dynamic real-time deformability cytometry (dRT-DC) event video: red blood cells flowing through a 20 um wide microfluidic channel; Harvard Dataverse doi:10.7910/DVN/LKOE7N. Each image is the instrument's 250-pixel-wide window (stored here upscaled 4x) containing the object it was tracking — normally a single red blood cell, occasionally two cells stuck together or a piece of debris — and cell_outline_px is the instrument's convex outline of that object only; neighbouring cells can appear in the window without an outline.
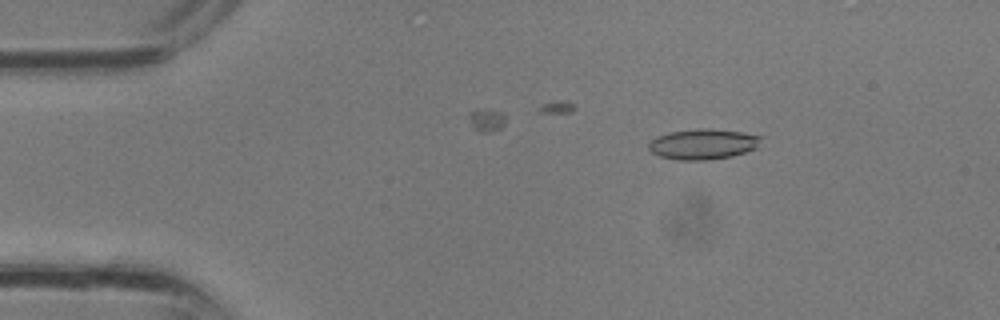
{"species": "common noctule bat (a hibernating species)", "species_latin": "Nyctalus noctula", "temperature_condition": "room temperature", "stored_images_in_passage": 9, "camera_frame_rate_fps": 3000, "um_per_image_px": 0.085, "animal": {"sex": "male", "body_mass_g": 13.3}, "frame": {"image": 1, "passage_image": 4, "time_ms": 1.0, "image_size_px": [1000, 320], "cell_outline_px": [[764, 136], [756, 148], [732, 156], [704, 160], [680, 160], [660, 156], [652, 152], [648, 148], [648, 144], [656, 136], [668, 132], [696, 128], [712, 128], [740, 132]], "centroid_in_image_um": [59.75, 12.23], "position_along_channel_um": 25.2, "area_um2": 20.0}}
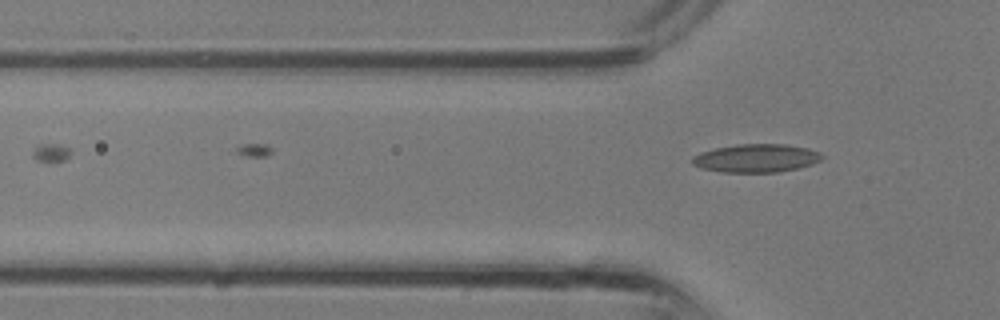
{"frame": {"image": 2, "passage_image": 9, "time_ms": 2.667, "image_size_px": [1000, 320], "cell_outline_px": [[824, 156], [820, 160], [812, 164], [796, 168], [776, 172], [720, 172], [700, 168], [692, 164], [692, 156], [700, 152], [716, 148], [736, 144], [784, 144], [808, 148], [820, 152]], "centroid_in_image_um": [64.25, 13.44], "position_along_channel_um": 61.6, "area_um2": 21.39}}